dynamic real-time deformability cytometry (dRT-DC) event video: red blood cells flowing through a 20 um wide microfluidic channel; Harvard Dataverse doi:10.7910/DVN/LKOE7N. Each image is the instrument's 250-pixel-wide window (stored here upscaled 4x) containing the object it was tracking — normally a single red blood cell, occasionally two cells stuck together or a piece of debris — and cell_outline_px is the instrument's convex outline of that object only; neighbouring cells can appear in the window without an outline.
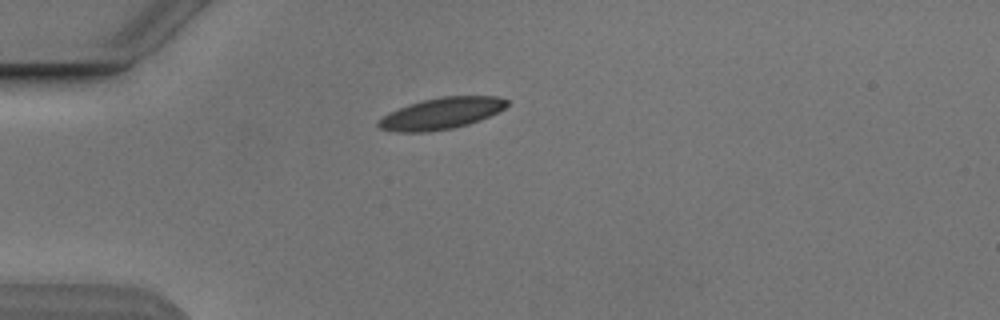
{"species": "Egyptian fruit bat (a non-hibernating species)", "species_latin": "Rousettus aegyptiacus", "temperature_condition": "cold", "stored_images_in_passage": 3, "camera_frame_rate_fps": 3000, "um_per_image_px": 0.085, "animal": {"sex": "male"}, "frame": {"image": 1, "passage_image": 1, "time_ms": 0.0, "image_size_px": [1000, 320], "cell_outline_px": [[508, 104], [504, 108], [480, 120], [468, 124], [452, 128], [424, 132], [396, 132], [380, 128], [376, 124], [388, 112], [408, 104], [440, 96], [496, 96], [508, 100]], "centroid_in_image_um": [37.49, 9.63], "position_along_channel_um": 47.5, "area_um2": 23.35}}
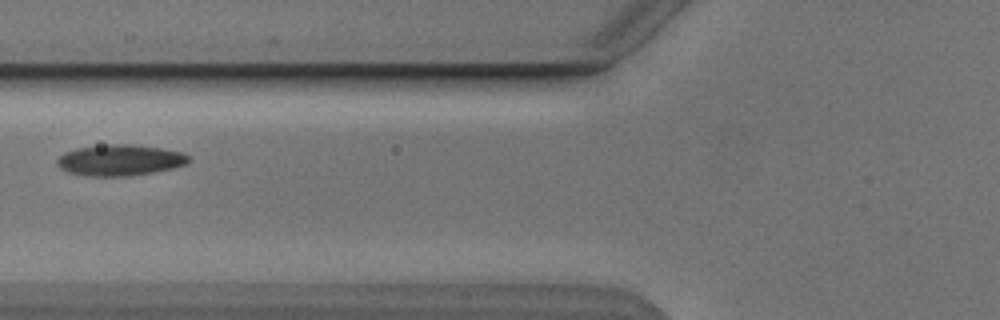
{"frame": {"image": 2, "passage_image": 3, "time_ms": 2.333, "image_size_px": [1000, 320], "cell_outline_px": [[192, 160], [188, 164], [172, 168], [152, 172], [128, 176], [88, 176], [68, 172], [60, 168], [56, 160], [64, 152], [76, 148], [108, 144], [132, 144], [160, 148], [184, 152]], "centroid_in_image_um": [10.22, 13.61], "position_along_channel_um": 115.6, "area_um2": 23.87}}